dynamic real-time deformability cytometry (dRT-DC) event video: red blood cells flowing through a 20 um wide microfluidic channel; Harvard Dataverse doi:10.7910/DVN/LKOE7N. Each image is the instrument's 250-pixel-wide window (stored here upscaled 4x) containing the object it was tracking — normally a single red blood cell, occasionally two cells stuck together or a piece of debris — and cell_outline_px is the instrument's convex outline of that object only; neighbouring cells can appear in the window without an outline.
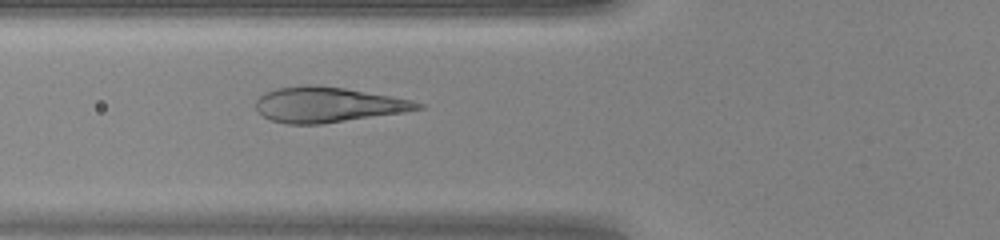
{"species": "human", "species_latin": "Homo sapiens", "temperature_condition": "warm", "stored_images_in_passage": 33, "camera_frame_rate_fps": 3000, "um_per_image_px": 0.085, "donor": {"sex": "female"}, "frame": {"image": 1, "passage_image": 4, "time_ms": 1.0, "image_size_px": [1000, 240], "cell_outline_px": [[424, 108], [404, 112], [320, 124], [288, 124], [272, 120], [264, 116], [256, 108], [256, 100], [264, 92], [276, 88], [308, 84], [344, 88], [412, 100], [424, 104]], "centroid_in_image_um": [27.85, 8.89], "position_along_channel_um": 98.0, "area_um2": 32.95}}
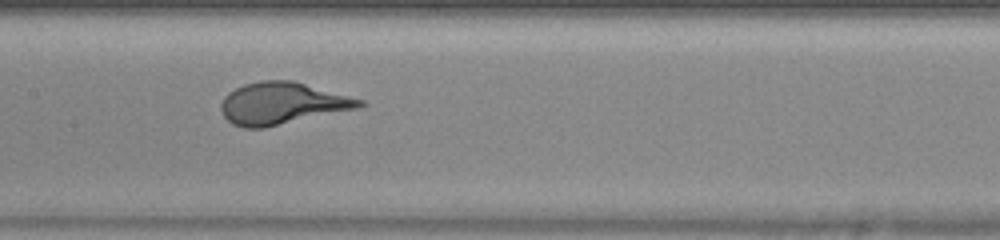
{"frame": {"image": 2, "passage_image": 10, "time_ms": 3.0, "image_size_px": [1000, 240], "cell_outline_px": [[368, 104], [356, 108], [264, 128], [244, 128], [232, 124], [224, 116], [220, 108], [220, 104], [224, 96], [228, 92], [244, 84], [260, 80], [292, 80], [364, 100]], "centroid_in_image_um": [23.94, 8.78], "position_along_channel_um": 183.5, "area_um2": 33.7}}
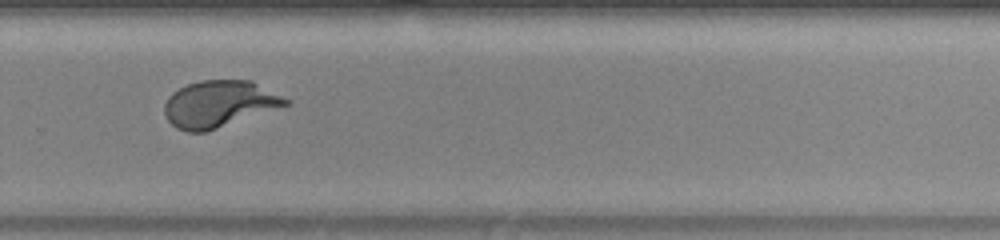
{"frame": {"image": 3, "passage_image": 19, "time_ms": 6.0, "image_size_px": [1000, 240], "cell_outline_px": [[292, 104], [204, 132], [188, 132], [176, 128], [168, 120], [164, 112], [164, 104], [168, 96], [172, 92], [188, 84], [200, 80], [252, 80], [292, 100]], "centroid_in_image_um": [18.66, 8.82], "position_along_channel_um": 311.1, "area_um2": 33.12}, "authors_computed_cell_mechanics": {"area_um2": 33.2928, "velocity_mm_per_s": 4.2742, "shape_relaxation_time_tau1_ms": 3.0637, "shape_relaxation_time_tau2_ms": null, "deformation_change_tau1": 0.2047, "deformation_change_tau2": null}}